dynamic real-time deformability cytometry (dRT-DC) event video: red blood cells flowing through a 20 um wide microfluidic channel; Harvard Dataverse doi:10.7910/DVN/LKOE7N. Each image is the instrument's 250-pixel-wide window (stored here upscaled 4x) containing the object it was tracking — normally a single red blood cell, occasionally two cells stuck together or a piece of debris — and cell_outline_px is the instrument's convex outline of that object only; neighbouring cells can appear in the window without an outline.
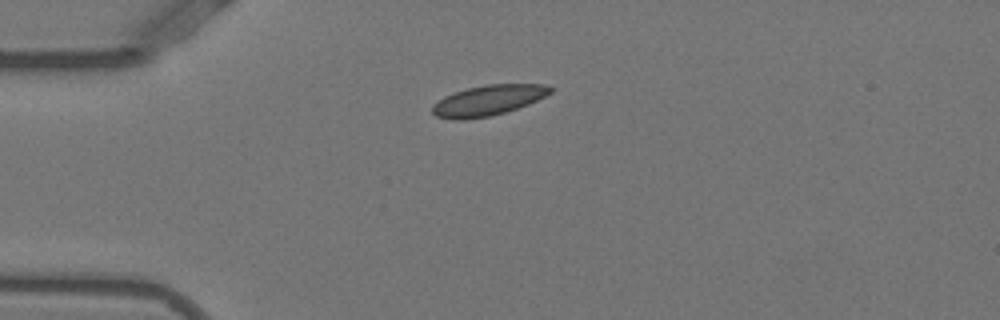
{"species": "Egyptian fruit bat (a non-hibernating species)", "species_latin": "Rousettus aegyptiacus", "temperature_condition": "warm", "stored_images_in_passage": 36, "camera_frame_rate_fps": 3000, "um_per_image_px": 0.085, "animal": {"sex": "female"}, "frame": {"image": 1, "passage_image": 1, "time_ms": 0.0, "image_size_px": [1000, 320], "cell_outline_px": [[552, 92], [528, 104], [504, 112], [488, 116], [464, 120], [452, 120], [436, 116], [432, 112], [432, 104], [444, 96], [468, 88], [484, 84], [548, 84], [552, 88]], "centroid_in_image_um": [41.46, 8.53], "position_along_channel_um": 43.5, "area_um2": 20.81}}
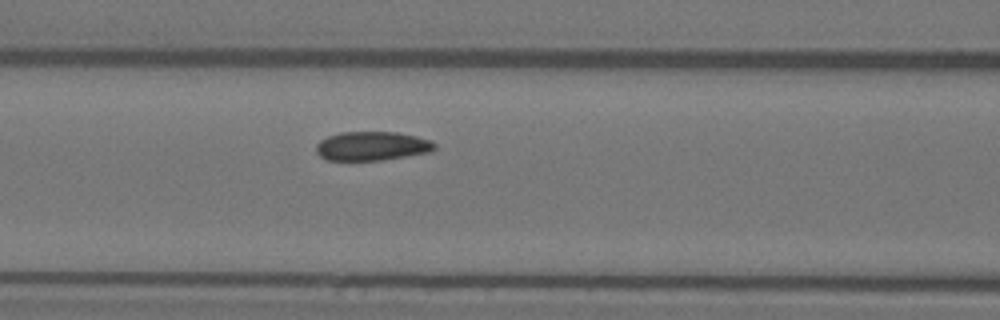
{"frame": {"image": 2, "passage_image": 10, "time_ms": 3.0, "image_size_px": [1000, 320], "cell_outline_px": [[436, 148], [432, 152], [380, 160], [328, 160], [320, 156], [316, 152], [316, 144], [320, 140], [328, 136], [340, 132], [396, 132], [416, 136], [432, 140], [436, 144]], "centroid_in_image_um": [31.64, 12.41], "position_along_channel_um": 135.0, "area_um2": 20.11}}
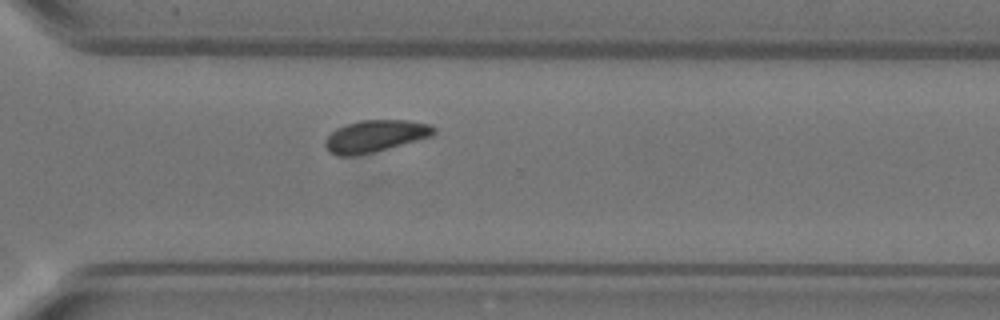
{"frame": {"image": 3, "passage_image": 26, "time_ms": 8.333, "image_size_px": [1000, 320], "cell_outline_px": [[436, 132], [432, 136], [376, 152], [360, 156], [336, 156], [328, 152], [324, 144], [328, 136], [336, 128], [360, 120], [404, 120], [428, 124], [436, 128]], "centroid_in_image_um": [31.87, 11.59], "position_along_channel_um": 338.7, "area_um2": 20.4}}